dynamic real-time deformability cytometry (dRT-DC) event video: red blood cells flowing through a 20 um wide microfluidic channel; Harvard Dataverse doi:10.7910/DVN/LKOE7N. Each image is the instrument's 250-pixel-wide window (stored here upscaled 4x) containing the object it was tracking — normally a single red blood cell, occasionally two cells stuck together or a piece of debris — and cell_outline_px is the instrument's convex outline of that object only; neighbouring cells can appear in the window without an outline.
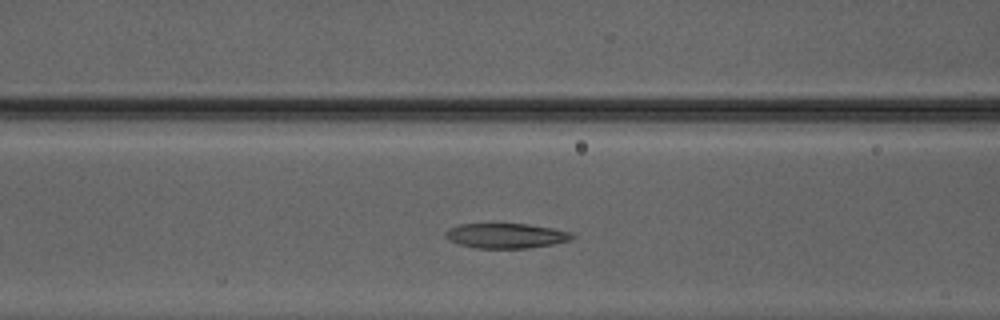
{"species": "Egyptian fruit bat (a non-hibernating species)", "species_latin": "Rousettus aegyptiacus", "temperature_condition": "warm", "stored_images_in_passage": 32, "camera_frame_rate_fps": 3000, "um_per_image_px": 0.085, "animal": {"sex": "male"}, "frame": {"image": 1, "passage_image": 11, "time_ms": 3.333, "image_size_px": [1000, 320], "cell_outline_px": [[576, 236], [572, 240], [552, 244], [528, 248], [476, 248], [460, 244], [448, 240], [444, 236], [444, 232], [448, 228], [460, 224], [528, 224], [552, 228], [572, 232]], "centroid_in_image_um": [43.01, 20.03], "position_along_channel_um": 123.6, "area_um2": 18.5}}
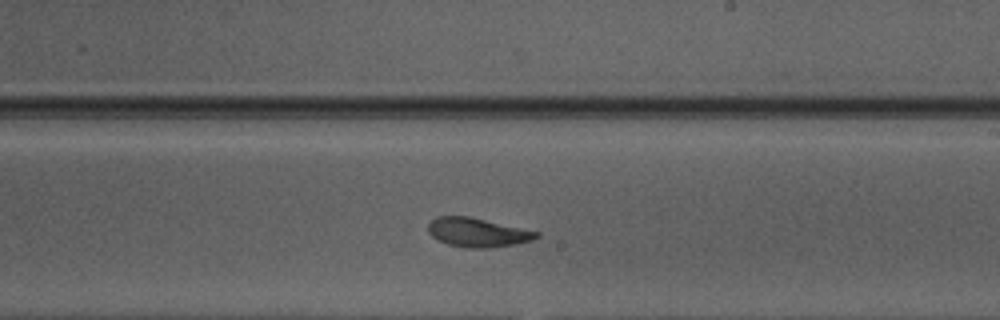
{"frame": {"image": 2, "passage_image": 20, "time_ms": 6.333, "image_size_px": [1000, 320], "cell_outline_px": [[540, 236], [532, 240], [516, 244], [488, 248], [468, 248], [448, 244], [436, 240], [428, 232], [428, 224], [436, 216], [468, 216], [540, 232]], "centroid_in_image_um": [40.58, 19.76], "position_along_channel_um": 248.4, "area_um2": 18.32}}
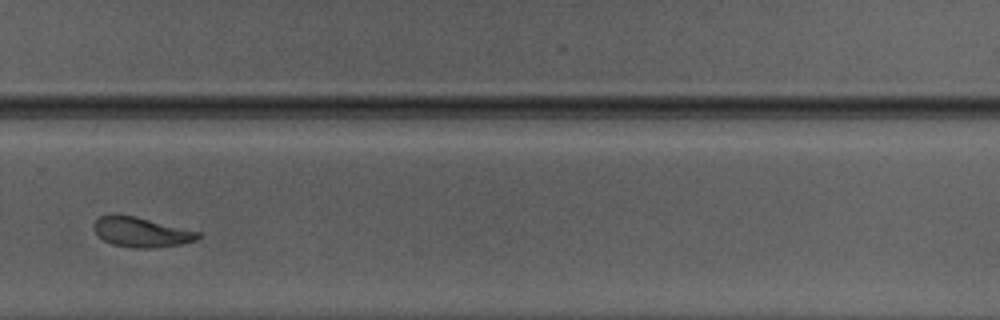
{"frame": {"image": 3, "passage_image": 25, "time_ms": 8.0, "image_size_px": [1000, 320], "cell_outline_px": [[200, 236], [196, 240], [180, 244], [152, 248], [132, 248], [112, 244], [104, 240], [92, 228], [92, 224], [100, 216], [116, 212], [136, 216], [200, 232]], "centroid_in_image_um": [11.95, 19.7], "position_along_channel_um": 317.8, "area_um2": 18.32}, "authors_computed_cell_mechanics": {"area_um2": 18.8139, "velocity_mm_per_s": 4.1754, "shape_relaxation_time_tau1_ms": 2.8721, "shape_relaxation_time_tau2_ms": 1.6235, "deformation_change_tau1": 0.1274, "deformation_change_tau2": 0.0847}}